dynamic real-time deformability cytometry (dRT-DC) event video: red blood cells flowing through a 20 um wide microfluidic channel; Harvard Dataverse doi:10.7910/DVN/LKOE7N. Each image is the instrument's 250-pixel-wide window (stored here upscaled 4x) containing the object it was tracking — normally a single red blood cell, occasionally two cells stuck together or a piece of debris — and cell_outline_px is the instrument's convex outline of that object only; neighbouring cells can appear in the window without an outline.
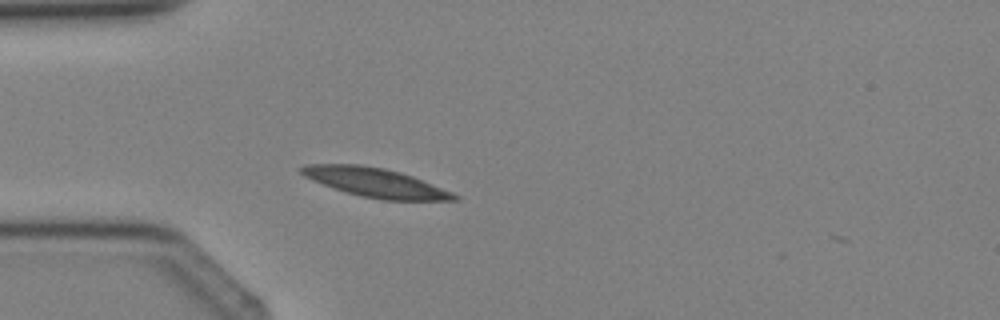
{"species": "Egyptian fruit bat (a non-hibernating species)", "species_latin": "Rousettus aegyptiacus", "temperature_condition": "cold", "stored_images_in_passage": 2, "camera_frame_rate_fps": 3000, "um_per_image_px": 0.085, "animal": {"sex": "female"}, "frame": {"image": 1, "passage_image": 2, "time_ms": 1.667, "image_size_px": [1000, 320], "cell_outline_px": [[460, 200], [384, 200], [360, 196], [312, 180], [304, 176], [300, 172], [300, 168], [304, 164], [360, 164], [384, 168], [400, 172], [412, 176], [452, 192], [460, 196]], "centroid_in_image_um": [31.92, 15.51], "position_along_channel_um": 53.1, "area_um2": 25.61}}